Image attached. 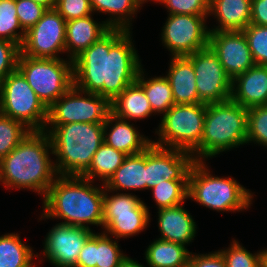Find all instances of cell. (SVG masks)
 <instances>
[{"mask_svg": "<svg viewBox=\"0 0 267 267\" xmlns=\"http://www.w3.org/2000/svg\"><path fill=\"white\" fill-rule=\"evenodd\" d=\"M90 6L93 13H107L110 16L105 23L111 29L131 31L132 18L142 4L138 0H90Z\"/></svg>", "mask_w": 267, "mask_h": 267, "instance_id": "28", "label": "cell"}, {"mask_svg": "<svg viewBox=\"0 0 267 267\" xmlns=\"http://www.w3.org/2000/svg\"><path fill=\"white\" fill-rule=\"evenodd\" d=\"M165 77L170 83L175 104L203 103L198 96L193 64L186 56L170 58Z\"/></svg>", "mask_w": 267, "mask_h": 267, "instance_id": "24", "label": "cell"}, {"mask_svg": "<svg viewBox=\"0 0 267 267\" xmlns=\"http://www.w3.org/2000/svg\"><path fill=\"white\" fill-rule=\"evenodd\" d=\"M207 104H174L160 120L154 145L192 153L201 161V139L204 131Z\"/></svg>", "mask_w": 267, "mask_h": 267, "instance_id": "7", "label": "cell"}, {"mask_svg": "<svg viewBox=\"0 0 267 267\" xmlns=\"http://www.w3.org/2000/svg\"><path fill=\"white\" fill-rule=\"evenodd\" d=\"M250 23L267 26V0H252Z\"/></svg>", "mask_w": 267, "mask_h": 267, "instance_id": "43", "label": "cell"}, {"mask_svg": "<svg viewBox=\"0 0 267 267\" xmlns=\"http://www.w3.org/2000/svg\"><path fill=\"white\" fill-rule=\"evenodd\" d=\"M92 16L66 22L65 53H69L68 59L73 60L111 29L105 21L96 22Z\"/></svg>", "mask_w": 267, "mask_h": 267, "instance_id": "22", "label": "cell"}, {"mask_svg": "<svg viewBox=\"0 0 267 267\" xmlns=\"http://www.w3.org/2000/svg\"><path fill=\"white\" fill-rule=\"evenodd\" d=\"M93 183L82 176L58 175L43 198L40 220L58 218L62 224L103 227L104 184L101 188Z\"/></svg>", "mask_w": 267, "mask_h": 267, "instance_id": "3", "label": "cell"}, {"mask_svg": "<svg viewBox=\"0 0 267 267\" xmlns=\"http://www.w3.org/2000/svg\"><path fill=\"white\" fill-rule=\"evenodd\" d=\"M247 143L267 148V105L248 109Z\"/></svg>", "mask_w": 267, "mask_h": 267, "instance_id": "35", "label": "cell"}, {"mask_svg": "<svg viewBox=\"0 0 267 267\" xmlns=\"http://www.w3.org/2000/svg\"><path fill=\"white\" fill-rule=\"evenodd\" d=\"M204 161L195 160L189 170L188 198L218 212H235L248 209L254 193L230 177L210 174Z\"/></svg>", "mask_w": 267, "mask_h": 267, "instance_id": "6", "label": "cell"}, {"mask_svg": "<svg viewBox=\"0 0 267 267\" xmlns=\"http://www.w3.org/2000/svg\"><path fill=\"white\" fill-rule=\"evenodd\" d=\"M188 267H226V263L219 250L208 254H194L191 252Z\"/></svg>", "mask_w": 267, "mask_h": 267, "instance_id": "42", "label": "cell"}, {"mask_svg": "<svg viewBox=\"0 0 267 267\" xmlns=\"http://www.w3.org/2000/svg\"><path fill=\"white\" fill-rule=\"evenodd\" d=\"M141 4H144L145 2H148V0H138ZM149 1H152V0H149ZM154 2L156 1L157 2V0H153Z\"/></svg>", "mask_w": 267, "mask_h": 267, "instance_id": "47", "label": "cell"}, {"mask_svg": "<svg viewBox=\"0 0 267 267\" xmlns=\"http://www.w3.org/2000/svg\"><path fill=\"white\" fill-rule=\"evenodd\" d=\"M44 131L50 136L57 175L62 176H81L104 142V123L46 124Z\"/></svg>", "mask_w": 267, "mask_h": 267, "instance_id": "4", "label": "cell"}, {"mask_svg": "<svg viewBox=\"0 0 267 267\" xmlns=\"http://www.w3.org/2000/svg\"><path fill=\"white\" fill-rule=\"evenodd\" d=\"M111 113L116 117L129 120H142L154 115L143 87L135 81L128 85L110 102Z\"/></svg>", "mask_w": 267, "mask_h": 267, "instance_id": "26", "label": "cell"}, {"mask_svg": "<svg viewBox=\"0 0 267 267\" xmlns=\"http://www.w3.org/2000/svg\"><path fill=\"white\" fill-rule=\"evenodd\" d=\"M0 113L31 131H44L48 120V108L18 69L0 83Z\"/></svg>", "mask_w": 267, "mask_h": 267, "instance_id": "9", "label": "cell"}, {"mask_svg": "<svg viewBox=\"0 0 267 267\" xmlns=\"http://www.w3.org/2000/svg\"><path fill=\"white\" fill-rule=\"evenodd\" d=\"M132 31L110 29L73 59L74 86L113 101L134 83L143 66Z\"/></svg>", "mask_w": 267, "mask_h": 267, "instance_id": "1", "label": "cell"}, {"mask_svg": "<svg viewBox=\"0 0 267 267\" xmlns=\"http://www.w3.org/2000/svg\"><path fill=\"white\" fill-rule=\"evenodd\" d=\"M260 267H267V249L261 251Z\"/></svg>", "mask_w": 267, "mask_h": 267, "instance_id": "46", "label": "cell"}, {"mask_svg": "<svg viewBox=\"0 0 267 267\" xmlns=\"http://www.w3.org/2000/svg\"><path fill=\"white\" fill-rule=\"evenodd\" d=\"M226 263V267H260L261 251L250 253L236 239H233L230 246L219 250Z\"/></svg>", "mask_w": 267, "mask_h": 267, "instance_id": "36", "label": "cell"}, {"mask_svg": "<svg viewBox=\"0 0 267 267\" xmlns=\"http://www.w3.org/2000/svg\"><path fill=\"white\" fill-rule=\"evenodd\" d=\"M104 188L115 191L147 189L146 150L135 155H128L122 165L104 183Z\"/></svg>", "mask_w": 267, "mask_h": 267, "instance_id": "25", "label": "cell"}, {"mask_svg": "<svg viewBox=\"0 0 267 267\" xmlns=\"http://www.w3.org/2000/svg\"><path fill=\"white\" fill-rule=\"evenodd\" d=\"M190 254L187 246L157 238L147 247L144 259L149 267H188Z\"/></svg>", "mask_w": 267, "mask_h": 267, "instance_id": "27", "label": "cell"}, {"mask_svg": "<svg viewBox=\"0 0 267 267\" xmlns=\"http://www.w3.org/2000/svg\"><path fill=\"white\" fill-rule=\"evenodd\" d=\"M206 18L208 15L168 14L161 40L171 57L188 56L208 47Z\"/></svg>", "mask_w": 267, "mask_h": 267, "instance_id": "12", "label": "cell"}, {"mask_svg": "<svg viewBox=\"0 0 267 267\" xmlns=\"http://www.w3.org/2000/svg\"><path fill=\"white\" fill-rule=\"evenodd\" d=\"M33 249L24 244L17 233L0 236V267H36Z\"/></svg>", "mask_w": 267, "mask_h": 267, "instance_id": "30", "label": "cell"}, {"mask_svg": "<svg viewBox=\"0 0 267 267\" xmlns=\"http://www.w3.org/2000/svg\"><path fill=\"white\" fill-rule=\"evenodd\" d=\"M110 112V102L105 97L81 91L73 85L48 108L47 124L105 123Z\"/></svg>", "mask_w": 267, "mask_h": 267, "instance_id": "11", "label": "cell"}, {"mask_svg": "<svg viewBox=\"0 0 267 267\" xmlns=\"http://www.w3.org/2000/svg\"><path fill=\"white\" fill-rule=\"evenodd\" d=\"M144 72L141 67L136 81L143 87L154 114H165L175 104L170 83L165 76L148 79Z\"/></svg>", "mask_w": 267, "mask_h": 267, "instance_id": "29", "label": "cell"}, {"mask_svg": "<svg viewBox=\"0 0 267 267\" xmlns=\"http://www.w3.org/2000/svg\"><path fill=\"white\" fill-rule=\"evenodd\" d=\"M16 11L20 26L26 32L42 18L47 8L33 0H16Z\"/></svg>", "mask_w": 267, "mask_h": 267, "instance_id": "38", "label": "cell"}, {"mask_svg": "<svg viewBox=\"0 0 267 267\" xmlns=\"http://www.w3.org/2000/svg\"><path fill=\"white\" fill-rule=\"evenodd\" d=\"M106 233H93L79 253L75 267H119L127 257L120 250L118 240Z\"/></svg>", "mask_w": 267, "mask_h": 267, "instance_id": "20", "label": "cell"}, {"mask_svg": "<svg viewBox=\"0 0 267 267\" xmlns=\"http://www.w3.org/2000/svg\"><path fill=\"white\" fill-rule=\"evenodd\" d=\"M128 155L103 142L94 154L89 168L81 175L85 179L94 181L96 178L103 184L122 165Z\"/></svg>", "mask_w": 267, "mask_h": 267, "instance_id": "31", "label": "cell"}, {"mask_svg": "<svg viewBox=\"0 0 267 267\" xmlns=\"http://www.w3.org/2000/svg\"><path fill=\"white\" fill-rule=\"evenodd\" d=\"M17 69L47 108L74 85L71 59L33 58L20 53Z\"/></svg>", "mask_w": 267, "mask_h": 267, "instance_id": "8", "label": "cell"}, {"mask_svg": "<svg viewBox=\"0 0 267 267\" xmlns=\"http://www.w3.org/2000/svg\"><path fill=\"white\" fill-rule=\"evenodd\" d=\"M94 232L90 228L57 223L43 242V256L55 267H75L79 253Z\"/></svg>", "mask_w": 267, "mask_h": 267, "instance_id": "15", "label": "cell"}, {"mask_svg": "<svg viewBox=\"0 0 267 267\" xmlns=\"http://www.w3.org/2000/svg\"><path fill=\"white\" fill-rule=\"evenodd\" d=\"M208 46L232 80L255 65L243 31H210Z\"/></svg>", "mask_w": 267, "mask_h": 267, "instance_id": "17", "label": "cell"}, {"mask_svg": "<svg viewBox=\"0 0 267 267\" xmlns=\"http://www.w3.org/2000/svg\"><path fill=\"white\" fill-rule=\"evenodd\" d=\"M252 0H209L208 16H214L218 26L209 31H243L251 22Z\"/></svg>", "mask_w": 267, "mask_h": 267, "instance_id": "23", "label": "cell"}, {"mask_svg": "<svg viewBox=\"0 0 267 267\" xmlns=\"http://www.w3.org/2000/svg\"><path fill=\"white\" fill-rule=\"evenodd\" d=\"M243 33L247 38L255 64L267 66V26L250 23Z\"/></svg>", "mask_w": 267, "mask_h": 267, "instance_id": "37", "label": "cell"}, {"mask_svg": "<svg viewBox=\"0 0 267 267\" xmlns=\"http://www.w3.org/2000/svg\"><path fill=\"white\" fill-rule=\"evenodd\" d=\"M150 190L157 210L177 206L188 199V180L162 181Z\"/></svg>", "mask_w": 267, "mask_h": 267, "instance_id": "32", "label": "cell"}, {"mask_svg": "<svg viewBox=\"0 0 267 267\" xmlns=\"http://www.w3.org/2000/svg\"><path fill=\"white\" fill-rule=\"evenodd\" d=\"M130 123L110 112L104 123L103 141L127 155L144 152L152 144V140L140 134L138 128Z\"/></svg>", "mask_w": 267, "mask_h": 267, "instance_id": "19", "label": "cell"}, {"mask_svg": "<svg viewBox=\"0 0 267 267\" xmlns=\"http://www.w3.org/2000/svg\"><path fill=\"white\" fill-rule=\"evenodd\" d=\"M22 122L0 113V161L30 132Z\"/></svg>", "mask_w": 267, "mask_h": 267, "instance_id": "34", "label": "cell"}, {"mask_svg": "<svg viewBox=\"0 0 267 267\" xmlns=\"http://www.w3.org/2000/svg\"><path fill=\"white\" fill-rule=\"evenodd\" d=\"M231 99L246 109L267 105V66L255 64L232 80Z\"/></svg>", "mask_w": 267, "mask_h": 267, "instance_id": "18", "label": "cell"}, {"mask_svg": "<svg viewBox=\"0 0 267 267\" xmlns=\"http://www.w3.org/2000/svg\"><path fill=\"white\" fill-rule=\"evenodd\" d=\"M192 153L153 143L146 149V182L150 190L162 181L188 180L194 163Z\"/></svg>", "mask_w": 267, "mask_h": 267, "instance_id": "16", "label": "cell"}, {"mask_svg": "<svg viewBox=\"0 0 267 267\" xmlns=\"http://www.w3.org/2000/svg\"><path fill=\"white\" fill-rule=\"evenodd\" d=\"M186 57L193 64L198 96L203 103L231 99L232 79L209 46Z\"/></svg>", "mask_w": 267, "mask_h": 267, "instance_id": "14", "label": "cell"}, {"mask_svg": "<svg viewBox=\"0 0 267 267\" xmlns=\"http://www.w3.org/2000/svg\"><path fill=\"white\" fill-rule=\"evenodd\" d=\"M49 154L53 150L48 133L30 131L0 161V184L7 189H30L44 198L58 176Z\"/></svg>", "mask_w": 267, "mask_h": 267, "instance_id": "2", "label": "cell"}, {"mask_svg": "<svg viewBox=\"0 0 267 267\" xmlns=\"http://www.w3.org/2000/svg\"><path fill=\"white\" fill-rule=\"evenodd\" d=\"M66 21L55 10L47 9L29 30L20 46V53L33 58H60L65 53Z\"/></svg>", "mask_w": 267, "mask_h": 267, "instance_id": "13", "label": "cell"}, {"mask_svg": "<svg viewBox=\"0 0 267 267\" xmlns=\"http://www.w3.org/2000/svg\"><path fill=\"white\" fill-rule=\"evenodd\" d=\"M169 14L208 15L209 0H157Z\"/></svg>", "mask_w": 267, "mask_h": 267, "instance_id": "39", "label": "cell"}, {"mask_svg": "<svg viewBox=\"0 0 267 267\" xmlns=\"http://www.w3.org/2000/svg\"><path fill=\"white\" fill-rule=\"evenodd\" d=\"M46 7L47 9H55L57 0H33Z\"/></svg>", "mask_w": 267, "mask_h": 267, "instance_id": "45", "label": "cell"}, {"mask_svg": "<svg viewBox=\"0 0 267 267\" xmlns=\"http://www.w3.org/2000/svg\"><path fill=\"white\" fill-rule=\"evenodd\" d=\"M19 54L20 47L17 44L0 39V83L17 69Z\"/></svg>", "mask_w": 267, "mask_h": 267, "instance_id": "41", "label": "cell"}, {"mask_svg": "<svg viewBox=\"0 0 267 267\" xmlns=\"http://www.w3.org/2000/svg\"><path fill=\"white\" fill-rule=\"evenodd\" d=\"M24 37L25 31L17 17L16 0H0V39L20 47Z\"/></svg>", "mask_w": 267, "mask_h": 267, "instance_id": "33", "label": "cell"}, {"mask_svg": "<svg viewBox=\"0 0 267 267\" xmlns=\"http://www.w3.org/2000/svg\"><path fill=\"white\" fill-rule=\"evenodd\" d=\"M110 193L104 188L103 232L115 239L129 238L143 232L151 221L144 201L132 193Z\"/></svg>", "mask_w": 267, "mask_h": 267, "instance_id": "10", "label": "cell"}, {"mask_svg": "<svg viewBox=\"0 0 267 267\" xmlns=\"http://www.w3.org/2000/svg\"><path fill=\"white\" fill-rule=\"evenodd\" d=\"M184 203L158 209L159 239L184 246L190 244L197 234V225L192 215L183 207Z\"/></svg>", "mask_w": 267, "mask_h": 267, "instance_id": "21", "label": "cell"}, {"mask_svg": "<svg viewBox=\"0 0 267 267\" xmlns=\"http://www.w3.org/2000/svg\"><path fill=\"white\" fill-rule=\"evenodd\" d=\"M55 10L66 22L93 14L90 0H57Z\"/></svg>", "mask_w": 267, "mask_h": 267, "instance_id": "40", "label": "cell"}, {"mask_svg": "<svg viewBox=\"0 0 267 267\" xmlns=\"http://www.w3.org/2000/svg\"><path fill=\"white\" fill-rule=\"evenodd\" d=\"M248 109L232 99L208 103L201 139V161L247 144Z\"/></svg>", "mask_w": 267, "mask_h": 267, "instance_id": "5", "label": "cell"}, {"mask_svg": "<svg viewBox=\"0 0 267 267\" xmlns=\"http://www.w3.org/2000/svg\"><path fill=\"white\" fill-rule=\"evenodd\" d=\"M119 267H145L143 264L138 263V261L131 259L130 257H126L120 264Z\"/></svg>", "mask_w": 267, "mask_h": 267, "instance_id": "44", "label": "cell"}]
</instances>
